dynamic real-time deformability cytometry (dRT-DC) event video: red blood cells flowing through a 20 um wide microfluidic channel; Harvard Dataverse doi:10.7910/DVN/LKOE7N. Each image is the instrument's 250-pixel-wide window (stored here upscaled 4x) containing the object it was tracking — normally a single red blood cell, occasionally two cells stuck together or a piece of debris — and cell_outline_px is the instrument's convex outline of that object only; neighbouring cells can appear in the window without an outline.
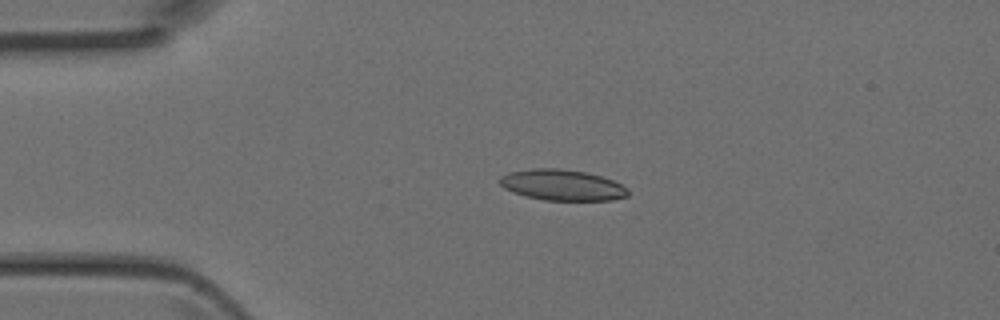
{"species": "Egyptian fruit bat (a non-hibernating species)", "species_latin": "Rousettus aegyptiacus", "temperature_condition": "room temperature", "stored_images_in_passage": 5, "camera_frame_rate_fps": 3000, "um_per_image_px": 0.085, "animal": {"sex": "female"}, "frame": {"image": 1, "passage_image": 3, "time_ms": 0.667, "image_size_px": [1000, 320], "cell_outline_px": [[628, 196], [612, 200], [544, 200], [524, 196], [512, 192], [504, 188], [500, 184], [500, 176], [508, 172], [532, 168], [560, 168], [584, 172], [600, 176], [612, 180], [628, 188]], "centroid_in_image_um": [47.76, 15.73], "position_along_channel_um": 37.2, "area_um2": 23.12}}
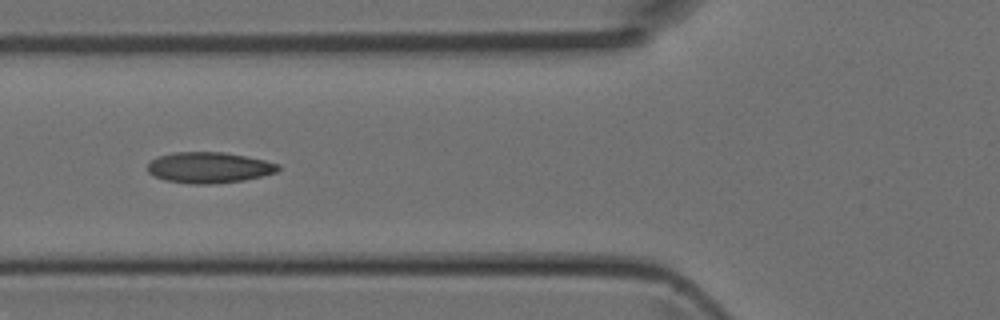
{"frame": {"image": 2, "passage_image": 5, "time_ms": 1.333, "image_size_px": [1000, 320], "cell_outline_px": [[280, 168], [276, 172], [244, 180], [212, 184], [192, 184], [164, 180], [148, 172], [148, 164], [156, 156], [172, 152], [224, 152], [264, 160], [280, 164]], "centroid_in_image_um": [17.75, 14.24], "position_along_channel_um": 108.1, "area_um2": 23.47}}